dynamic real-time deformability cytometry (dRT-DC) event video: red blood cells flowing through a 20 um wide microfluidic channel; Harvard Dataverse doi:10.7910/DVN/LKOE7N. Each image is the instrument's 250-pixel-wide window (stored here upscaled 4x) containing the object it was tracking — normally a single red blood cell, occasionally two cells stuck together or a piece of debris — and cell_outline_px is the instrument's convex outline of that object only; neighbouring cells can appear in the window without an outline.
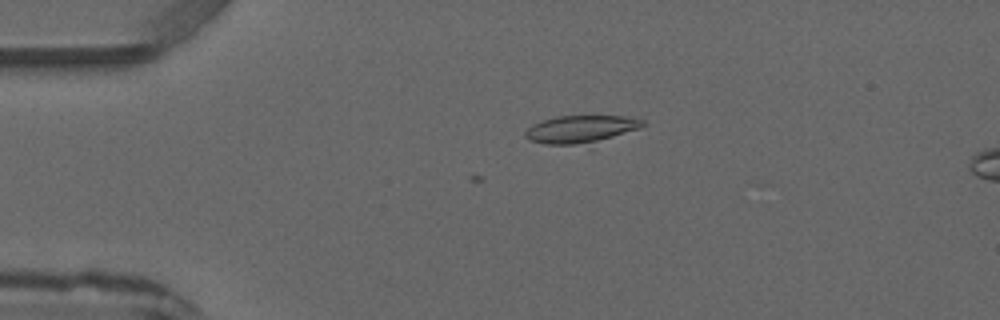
{"species": "common noctule bat (a hibernating species)", "species_latin": "Nyctalus noctula", "temperature_condition": "warm", "stored_images_in_passage": 5, "camera_frame_rate_fps": 3000, "um_per_image_px": 0.085, "animal": {"sex": "male", "forearm_length_mm": 52.5}, "frame": {"image": 1, "passage_image": 3, "time_ms": 2.333, "image_size_px": [1000, 320], "cell_outline_px": [[644, 124], [640, 128], [612, 136], [596, 140], [576, 144], [544, 144], [528, 140], [524, 136], [524, 132], [532, 124], [556, 116], [628, 116], [644, 120]], "centroid_in_image_um": [49.3, 10.95], "position_along_channel_um": 35.7, "area_um2": 18.32}}